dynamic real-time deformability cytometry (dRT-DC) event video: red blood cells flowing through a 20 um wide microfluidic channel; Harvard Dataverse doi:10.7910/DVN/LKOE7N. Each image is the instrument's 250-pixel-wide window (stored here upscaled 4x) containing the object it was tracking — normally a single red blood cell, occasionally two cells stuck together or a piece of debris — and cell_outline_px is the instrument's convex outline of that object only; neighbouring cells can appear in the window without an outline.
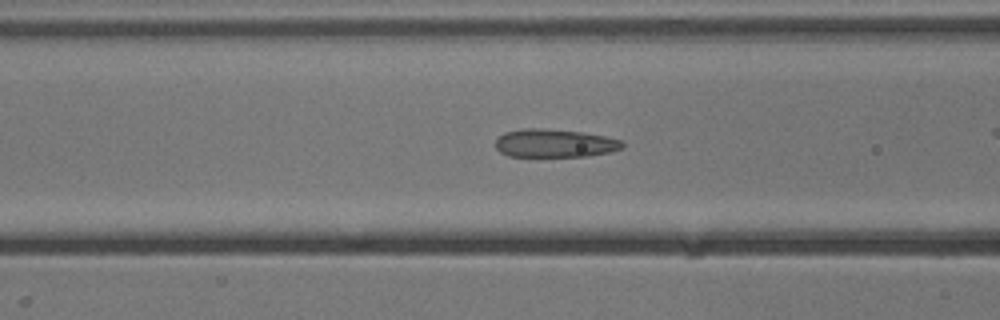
{"species": "common noctule bat (a hibernating species)", "species_latin": "Nyctalus noctula", "temperature_condition": "cold", "stored_images_in_passage": 30, "camera_frame_rate_fps": 3000, "um_per_image_px": 0.085, "animal": {"sex": "male", "body_mass_g": 13.3}, "frame": {"image": 1, "passage_image": 8, "time_ms": 2.333, "image_size_px": [1000, 320], "cell_outline_px": [[624, 148], [612, 152], [588, 156], [508, 156], [500, 152], [496, 148], [496, 140], [504, 132], [524, 128], [536, 128], [580, 132], [604, 136], [620, 140], [624, 144]], "centroid_in_image_um": [47.15, 12.18], "position_along_channel_um": 119.5, "area_um2": 20.75}}
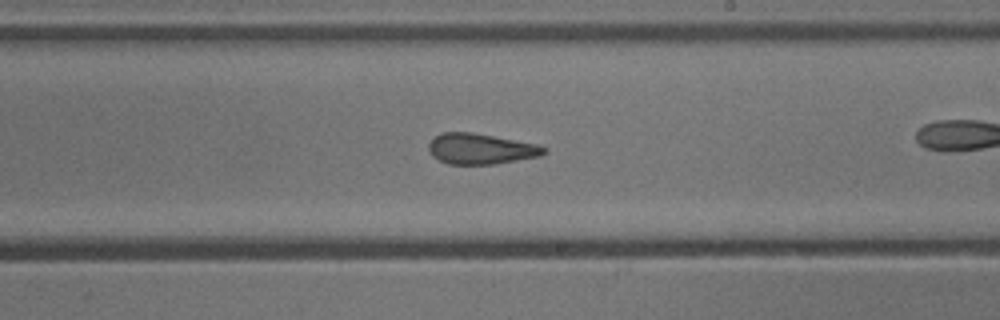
{"frame": {"image": 2, "passage_image": 18, "time_ms": 5.667, "image_size_px": [1000, 320], "cell_outline_px": [[548, 152], [540, 156], [496, 164], [448, 164], [432, 156], [428, 148], [428, 144], [440, 132], [472, 132], [536, 144], [548, 148]], "centroid_in_image_um": [40.87, 12.65], "position_along_channel_um": 248.1, "area_um2": 20.58}}
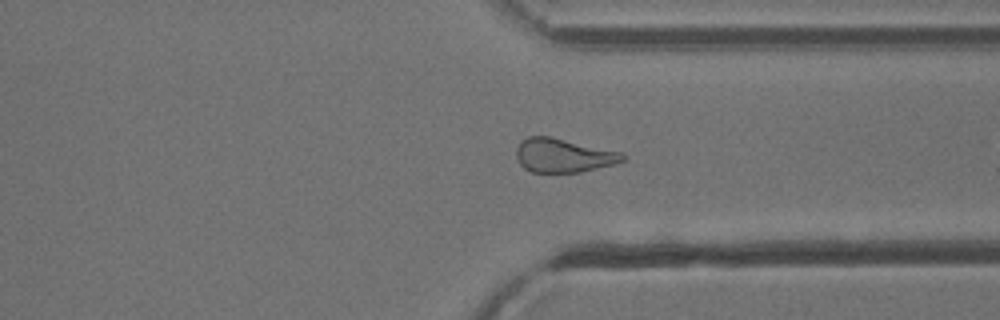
{"frame": {"image": 3, "passage_image": 27, "time_ms": 8.667, "image_size_px": [1000, 320], "cell_outline_px": [[624, 160], [616, 164], [580, 172], [532, 172], [524, 168], [520, 164], [516, 156], [516, 148], [520, 140], [528, 136], [552, 136], [620, 152], [624, 156]], "centroid_in_image_um": [47.84, 13.2], "position_along_channel_um": 363.6, "area_um2": 21.04}}